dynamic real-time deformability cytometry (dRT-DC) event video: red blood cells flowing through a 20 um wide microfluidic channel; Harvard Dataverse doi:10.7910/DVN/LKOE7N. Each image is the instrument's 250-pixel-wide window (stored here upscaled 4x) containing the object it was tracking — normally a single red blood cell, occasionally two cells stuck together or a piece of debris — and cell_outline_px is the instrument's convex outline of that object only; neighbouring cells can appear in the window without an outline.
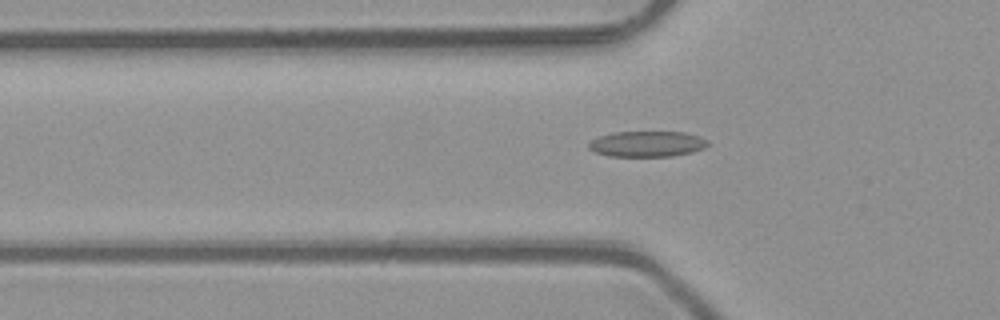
{"species": "common noctule bat (a hibernating species)", "species_latin": "Nyctalus noctula", "temperature_condition": "room temperature", "stored_images_in_passage": 37, "camera_frame_rate_fps": 3000, "um_per_image_px": 0.085, "animal": {"sex": "male", "body_mass_g": 23.1, "forearm_length_mm": 52.7}, "frame": {"image": 1, "passage_image": 5, "time_ms": 1.333, "image_size_px": [1000, 320], "cell_outline_px": [[708, 144], [704, 148], [692, 152], [672, 156], [608, 156], [596, 152], [588, 148], [588, 144], [592, 140], [600, 136], [612, 132], [684, 132], [700, 136], [708, 140]], "centroid_in_image_um": [55.01, 12.23], "position_along_channel_um": 70.8, "area_um2": 17.8}}
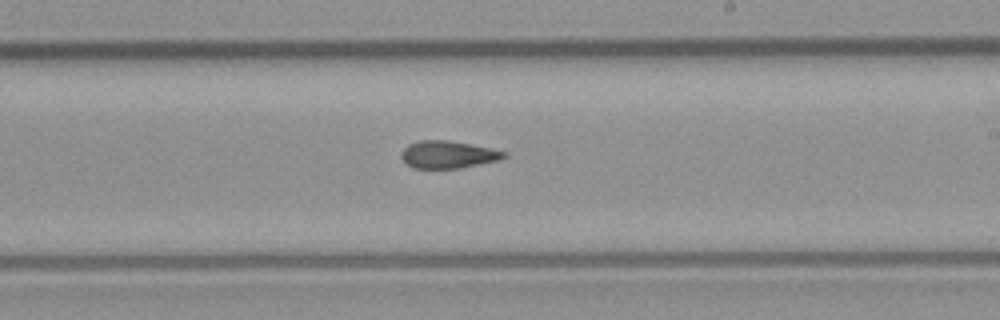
{"frame": {"image": 2, "passage_image": 18, "time_ms": 5.667, "image_size_px": [1000, 320], "cell_outline_px": [[508, 156], [500, 160], [460, 168], [412, 168], [400, 156], [400, 152], [408, 144], [420, 140], [448, 140], [492, 148], [508, 152]], "centroid_in_image_um": [38.11, 13.13], "position_along_channel_um": 250.9, "area_um2": 16.53}}
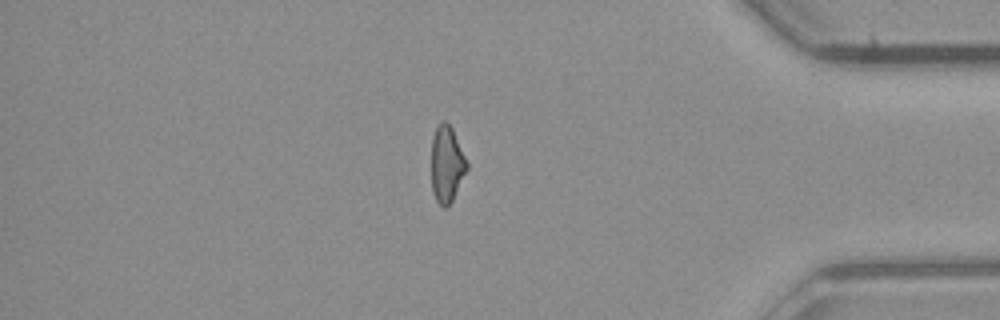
{"frame": {"image": 3, "passage_image": 31, "time_ms": 10.0, "image_size_px": [1000, 320], "cell_outline_px": [[468, 168], [452, 200], [444, 208], [436, 200], [432, 192], [432, 136], [440, 120], [444, 120], [452, 128], [468, 164]], "centroid_in_image_um": [37.96, 13.93], "position_along_channel_um": 397.2, "area_um2": 15.61}}